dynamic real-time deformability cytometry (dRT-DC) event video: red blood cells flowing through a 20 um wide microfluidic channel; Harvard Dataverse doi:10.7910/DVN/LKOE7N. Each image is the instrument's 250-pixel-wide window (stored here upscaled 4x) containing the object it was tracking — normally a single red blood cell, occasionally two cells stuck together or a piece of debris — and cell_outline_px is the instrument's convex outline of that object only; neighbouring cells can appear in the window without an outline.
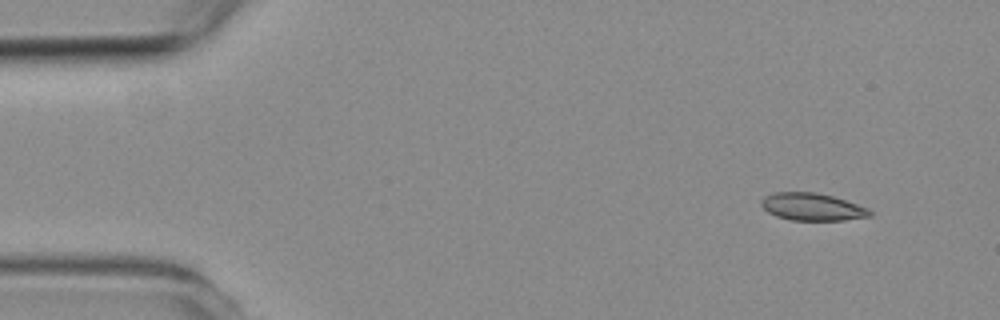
{"species": "common noctule bat (a hibernating species)", "species_latin": "Nyctalus noctula", "temperature_condition": "room temperature", "stored_images_in_passage": 4, "camera_frame_rate_fps": 3000, "um_per_image_px": 0.085, "animal": {"sex": "female", "body_mass_g": 19.3, "forearm_length_mm": 54.1}, "frame": {"image": 1, "passage_image": 1, "time_ms": 0.0, "image_size_px": [1000, 320], "cell_outline_px": [[872, 216], [844, 220], [792, 220], [776, 216], [768, 212], [760, 204], [760, 200], [764, 196], [772, 192], [816, 192], [832, 196], [868, 208], [872, 212]], "centroid_in_image_um": [69.01, 17.58], "position_along_channel_um": 16.0, "area_um2": 17.34}}